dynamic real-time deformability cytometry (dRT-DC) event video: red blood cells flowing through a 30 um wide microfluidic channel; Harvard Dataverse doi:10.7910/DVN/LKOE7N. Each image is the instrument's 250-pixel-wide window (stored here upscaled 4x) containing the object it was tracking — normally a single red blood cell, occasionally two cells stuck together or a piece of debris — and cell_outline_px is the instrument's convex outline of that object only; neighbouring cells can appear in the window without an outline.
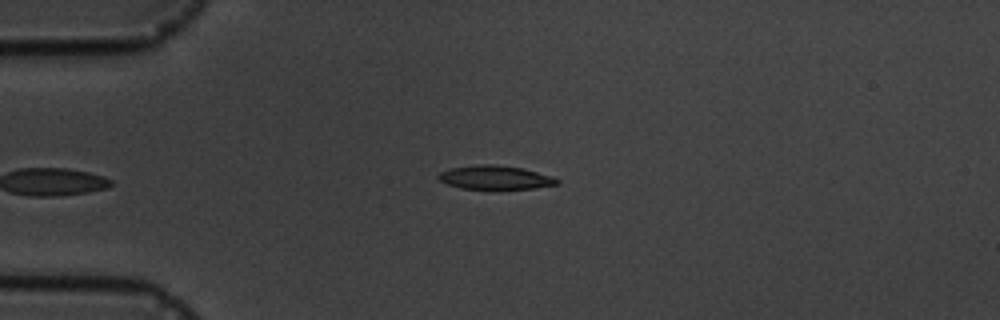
{"species": "common noctule bat (a hibernating species)", "species_latin": "Nyctalus noctula", "temperature_condition": "cold", "stored_images_in_passage": 5, "camera_frame_rate_fps": 3000, "um_per_image_px": 0.085, "animal": {"sex": "male", "body_mass_g": 19.5, "forearm_length_mm": 54.6}, "frame": {"image": 1, "passage_image": 5, "time_ms": 5.667, "image_size_px": [1000, 320], "cell_outline_px": [[560, 184], [532, 188], [460, 188], [448, 184], [440, 180], [436, 176], [440, 172], [452, 168], [480, 164], [492, 164], [524, 168], [552, 176], [560, 180]], "centroid_in_image_um": [42.12, 15.07], "position_along_channel_um": 42.9, "area_um2": 16.18}}